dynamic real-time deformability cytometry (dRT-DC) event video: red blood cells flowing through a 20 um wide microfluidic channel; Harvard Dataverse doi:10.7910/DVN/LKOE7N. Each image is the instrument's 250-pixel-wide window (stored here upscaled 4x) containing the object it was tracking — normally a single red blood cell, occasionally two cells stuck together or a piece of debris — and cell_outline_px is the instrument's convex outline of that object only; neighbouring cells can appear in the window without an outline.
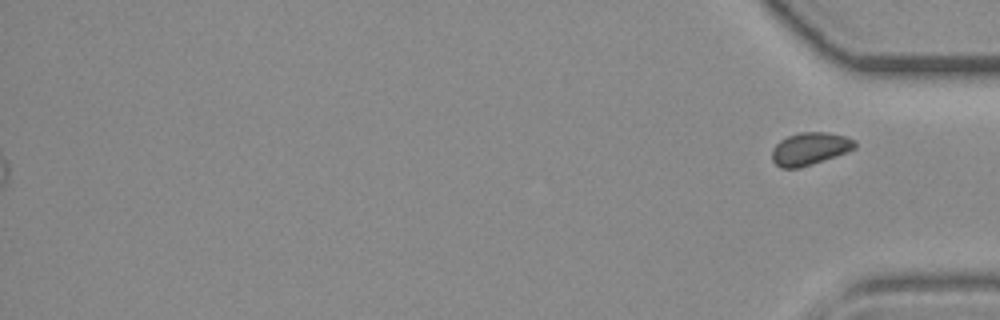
{"species": "common noctule bat (a hibernating species)", "species_latin": "Nyctalus noctula", "temperature_condition": "room temperature", "stored_images_in_passage": 43, "segment_of_instrument_passage": [2, 2], "camera_frame_rate_fps": 3000, "um_per_image_px": 0.085, "animal": {"sex": "female", "body_mass_g": 19.3, "forearm_length_mm": 54.1}, "frame": {"image": 1, "passage_image": 43, "time_ms": 14.0, "image_size_px": [1000, 320], "cell_outline_px": [[856, 148], [848, 152], [800, 168], [780, 168], [772, 160], [772, 148], [780, 140], [788, 136], [800, 132], [824, 132], [844, 136], [856, 140]], "centroid_in_image_um": [68.84, 12.65], "position_along_channel_um": 366.4, "area_um2": 15.78}}